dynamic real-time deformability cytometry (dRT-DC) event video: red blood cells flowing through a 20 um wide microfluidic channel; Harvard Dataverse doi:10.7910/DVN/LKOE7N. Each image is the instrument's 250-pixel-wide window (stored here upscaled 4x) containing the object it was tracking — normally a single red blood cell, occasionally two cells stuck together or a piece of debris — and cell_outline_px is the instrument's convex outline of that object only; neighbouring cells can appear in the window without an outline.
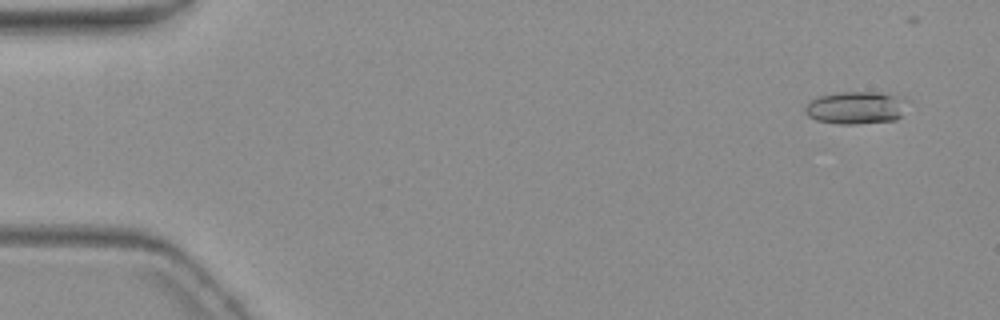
{"species": "common noctule bat (a hibernating species)", "species_latin": "Nyctalus noctula", "temperature_condition": "warm", "stored_images_in_passage": 5, "camera_frame_rate_fps": 3000, "um_per_image_px": 0.085, "animal": {"sex": "female", "body_mass_g": 19.3, "forearm_length_mm": 54.1}, "frame": {"image": 1, "passage_image": 1, "time_ms": 0.0, "image_size_px": [1000, 320], "cell_outline_px": [[908, 100], [900, 116], [896, 120], [856, 124], [836, 124], [816, 120], [808, 116], [804, 112], [804, 104], [816, 96], [840, 92], [880, 92], [904, 96]], "centroid_in_image_um": [72.73, 9.14], "position_along_channel_um": 12.3, "area_um2": 19.88}}
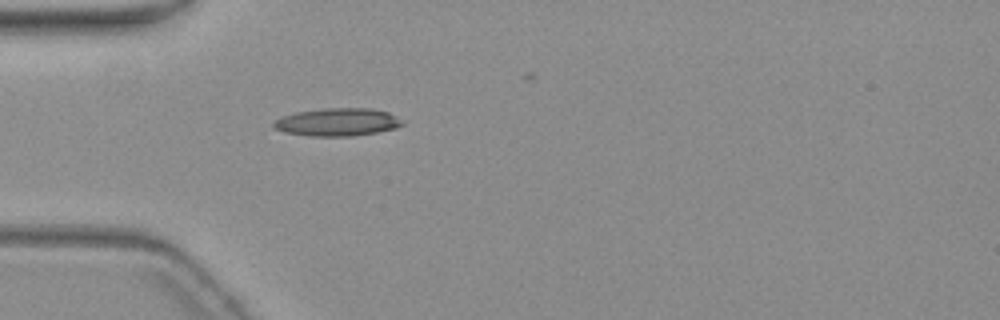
{"frame": {"image": 2, "passage_image": 5, "time_ms": 4.667, "image_size_px": [1000, 320], "cell_outline_px": [[404, 124], [396, 128], [376, 132], [352, 136], [308, 136], [284, 132], [272, 128], [272, 124], [280, 116], [296, 112], [324, 108], [368, 108], [388, 112]], "centroid_in_image_um": [28.6, 10.38], "position_along_channel_um": 56.4, "area_um2": 20.81}}